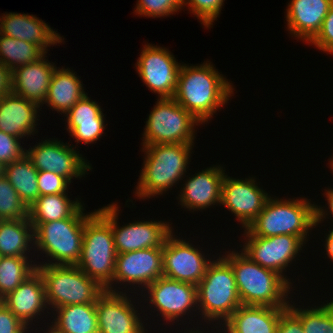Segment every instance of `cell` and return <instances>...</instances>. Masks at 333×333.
Listing matches in <instances>:
<instances>
[{
  "label": "cell",
  "mask_w": 333,
  "mask_h": 333,
  "mask_svg": "<svg viewBox=\"0 0 333 333\" xmlns=\"http://www.w3.org/2000/svg\"><path fill=\"white\" fill-rule=\"evenodd\" d=\"M84 204L70 217L48 223H31L34 228V253L45 255L36 265H77L81 257L85 221Z\"/></svg>",
  "instance_id": "cell-5"
},
{
  "label": "cell",
  "mask_w": 333,
  "mask_h": 333,
  "mask_svg": "<svg viewBox=\"0 0 333 333\" xmlns=\"http://www.w3.org/2000/svg\"><path fill=\"white\" fill-rule=\"evenodd\" d=\"M194 144L170 143L142 147L143 167L140 171L135 197L145 200L164 195L182 181L189 169Z\"/></svg>",
  "instance_id": "cell-3"
},
{
  "label": "cell",
  "mask_w": 333,
  "mask_h": 333,
  "mask_svg": "<svg viewBox=\"0 0 333 333\" xmlns=\"http://www.w3.org/2000/svg\"><path fill=\"white\" fill-rule=\"evenodd\" d=\"M285 309L241 305L216 331L218 333H276L280 315Z\"/></svg>",
  "instance_id": "cell-25"
},
{
  "label": "cell",
  "mask_w": 333,
  "mask_h": 333,
  "mask_svg": "<svg viewBox=\"0 0 333 333\" xmlns=\"http://www.w3.org/2000/svg\"><path fill=\"white\" fill-rule=\"evenodd\" d=\"M329 229V233H327L324 238L325 240L323 242H325L324 248L326 250V254L329 257V259H331L330 261L333 262V228Z\"/></svg>",
  "instance_id": "cell-46"
},
{
  "label": "cell",
  "mask_w": 333,
  "mask_h": 333,
  "mask_svg": "<svg viewBox=\"0 0 333 333\" xmlns=\"http://www.w3.org/2000/svg\"><path fill=\"white\" fill-rule=\"evenodd\" d=\"M0 16L1 34L38 45L46 54L48 48L64 41L57 31L35 15L5 12Z\"/></svg>",
  "instance_id": "cell-22"
},
{
  "label": "cell",
  "mask_w": 333,
  "mask_h": 333,
  "mask_svg": "<svg viewBox=\"0 0 333 333\" xmlns=\"http://www.w3.org/2000/svg\"><path fill=\"white\" fill-rule=\"evenodd\" d=\"M333 0H290L286 9L287 31L307 44L320 31Z\"/></svg>",
  "instance_id": "cell-23"
},
{
  "label": "cell",
  "mask_w": 333,
  "mask_h": 333,
  "mask_svg": "<svg viewBox=\"0 0 333 333\" xmlns=\"http://www.w3.org/2000/svg\"><path fill=\"white\" fill-rule=\"evenodd\" d=\"M162 276L163 248H146L117 254L113 281L105 288V290L112 292L124 291L128 293L131 289V292L129 291V293H137L138 296V292L141 289L140 293L143 292L148 285ZM117 285L121 287L124 286L123 288L128 291L125 289L123 290ZM129 285L132 287L130 288ZM126 286H128V288ZM134 286L137 288L135 289ZM136 290L138 292H135Z\"/></svg>",
  "instance_id": "cell-11"
},
{
  "label": "cell",
  "mask_w": 333,
  "mask_h": 333,
  "mask_svg": "<svg viewBox=\"0 0 333 333\" xmlns=\"http://www.w3.org/2000/svg\"><path fill=\"white\" fill-rule=\"evenodd\" d=\"M145 125L143 147L170 143L195 144V128L201 123L174 98H157Z\"/></svg>",
  "instance_id": "cell-9"
},
{
  "label": "cell",
  "mask_w": 333,
  "mask_h": 333,
  "mask_svg": "<svg viewBox=\"0 0 333 333\" xmlns=\"http://www.w3.org/2000/svg\"><path fill=\"white\" fill-rule=\"evenodd\" d=\"M325 192L324 197H326L325 201L327 200V206L324 207L323 206H318L317 204H315V225L316 227L321 224L322 222H324V220L327 218L329 219V217L333 218V189L332 187L324 189ZM326 208V209H325ZM331 215V216H329ZM327 216V217H326ZM329 216V217H328ZM333 222V220H331Z\"/></svg>",
  "instance_id": "cell-44"
},
{
  "label": "cell",
  "mask_w": 333,
  "mask_h": 333,
  "mask_svg": "<svg viewBox=\"0 0 333 333\" xmlns=\"http://www.w3.org/2000/svg\"><path fill=\"white\" fill-rule=\"evenodd\" d=\"M52 313V322L45 324L60 333H98L95 303L61 306L52 310Z\"/></svg>",
  "instance_id": "cell-27"
},
{
  "label": "cell",
  "mask_w": 333,
  "mask_h": 333,
  "mask_svg": "<svg viewBox=\"0 0 333 333\" xmlns=\"http://www.w3.org/2000/svg\"><path fill=\"white\" fill-rule=\"evenodd\" d=\"M46 57L45 54L39 60L12 71V92L40 106L47 97L50 80L57 67Z\"/></svg>",
  "instance_id": "cell-24"
},
{
  "label": "cell",
  "mask_w": 333,
  "mask_h": 333,
  "mask_svg": "<svg viewBox=\"0 0 333 333\" xmlns=\"http://www.w3.org/2000/svg\"><path fill=\"white\" fill-rule=\"evenodd\" d=\"M45 327H47L46 329H45ZM45 327H43V325H42V329H41V331L43 330V328H44V330L43 331H45V332H43V333H60V332H58L55 328H53L52 326H49V325H45Z\"/></svg>",
  "instance_id": "cell-48"
},
{
  "label": "cell",
  "mask_w": 333,
  "mask_h": 333,
  "mask_svg": "<svg viewBox=\"0 0 333 333\" xmlns=\"http://www.w3.org/2000/svg\"><path fill=\"white\" fill-rule=\"evenodd\" d=\"M45 54L36 44L0 35V61L11 72L21 65L39 60Z\"/></svg>",
  "instance_id": "cell-31"
},
{
  "label": "cell",
  "mask_w": 333,
  "mask_h": 333,
  "mask_svg": "<svg viewBox=\"0 0 333 333\" xmlns=\"http://www.w3.org/2000/svg\"><path fill=\"white\" fill-rule=\"evenodd\" d=\"M21 140L0 130V162L3 165L14 162L26 154L27 149L21 145Z\"/></svg>",
  "instance_id": "cell-40"
},
{
  "label": "cell",
  "mask_w": 333,
  "mask_h": 333,
  "mask_svg": "<svg viewBox=\"0 0 333 333\" xmlns=\"http://www.w3.org/2000/svg\"><path fill=\"white\" fill-rule=\"evenodd\" d=\"M289 301L288 308L301 320L305 333H333V300L314 307L302 308ZM291 302V303H290ZM293 303V304H292ZM299 306V307H297Z\"/></svg>",
  "instance_id": "cell-33"
},
{
  "label": "cell",
  "mask_w": 333,
  "mask_h": 333,
  "mask_svg": "<svg viewBox=\"0 0 333 333\" xmlns=\"http://www.w3.org/2000/svg\"><path fill=\"white\" fill-rule=\"evenodd\" d=\"M7 308L30 329L38 319L51 315L45 299V286L40 273L35 270L14 291L1 300ZM46 312V313H45ZM48 313V315H47ZM40 316V317H39ZM33 324V326H31Z\"/></svg>",
  "instance_id": "cell-20"
},
{
  "label": "cell",
  "mask_w": 333,
  "mask_h": 333,
  "mask_svg": "<svg viewBox=\"0 0 333 333\" xmlns=\"http://www.w3.org/2000/svg\"><path fill=\"white\" fill-rule=\"evenodd\" d=\"M127 292H112L105 290L96 300L98 333H148L145 326L146 320L141 315L143 306L137 308L136 301L132 300ZM134 303V304H133ZM136 304V305H135ZM137 309V310H136ZM146 323V324H145Z\"/></svg>",
  "instance_id": "cell-14"
},
{
  "label": "cell",
  "mask_w": 333,
  "mask_h": 333,
  "mask_svg": "<svg viewBox=\"0 0 333 333\" xmlns=\"http://www.w3.org/2000/svg\"><path fill=\"white\" fill-rule=\"evenodd\" d=\"M310 44L316 46L320 51L333 55V3L323 20L320 31L309 42Z\"/></svg>",
  "instance_id": "cell-41"
},
{
  "label": "cell",
  "mask_w": 333,
  "mask_h": 333,
  "mask_svg": "<svg viewBox=\"0 0 333 333\" xmlns=\"http://www.w3.org/2000/svg\"><path fill=\"white\" fill-rule=\"evenodd\" d=\"M225 0H183V6L194 14L200 23L209 29L221 13Z\"/></svg>",
  "instance_id": "cell-37"
},
{
  "label": "cell",
  "mask_w": 333,
  "mask_h": 333,
  "mask_svg": "<svg viewBox=\"0 0 333 333\" xmlns=\"http://www.w3.org/2000/svg\"><path fill=\"white\" fill-rule=\"evenodd\" d=\"M32 249H35L34 228L28 217L0 220V257H31Z\"/></svg>",
  "instance_id": "cell-28"
},
{
  "label": "cell",
  "mask_w": 333,
  "mask_h": 333,
  "mask_svg": "<svg viewBox=\"0 0 333 333\" xmlns=\"http://www.w3.org/2000/svg\"><path fill=\"white\" fill-rule=\"evenodd\" d=\"M276 333H305L301 320L287 307L280 315Z\"/></svg>",
  "instance_id": "cell-43"
},
{
  "label": "cell",
  "mask_w": 333,
  "mask_h": 333,
  "mask_svg": "<svg viewBox=\"0 0 333 333\" xmlns=\"http://www.w3.org/2000/svg\"><path fill=\"white\" fill-rule=\"evenodd\" d=\"M192 244L183 237L180 239L174 231L167 237L163 245L164 277L198 285L214 258Z\"/></svg>",
  "instance_id": "cell-16"
},
{
  "label": "cell",
  "mask_w": 333,
  "mask_h": 333,
  "mask_svg": "<svg viewBox=\"0 0 333 333\" xmlns=\"http://www.w3.org/2000/svg\"><path fill=\"white\" fill-rule=\"evenodd\" d=\"M270 194L258 187L255 177L236 179L225 174L222 184L221 205L236 216L242 228H247L263 210Z\"/></svg>",
  "instance_id": "cell-18"
},
{
  "label": "cell",
  "mask_w": 333,
  "mask_h": 333,
  "mask_svg": "<svg viewBox=\"0 0 333 333\" xmlns=\"http://www.w3.org/2000/svg\"><path fill=\"white\" fill-rule=\"evenodd\" d=\"M197 298L199 316L196 323L204 320L208 325L212 324L213 329H219V325L242 305L233 270L220 254L208 266L204 277L198 283Z\"/></svg>",
  "instance_id": "cell-7"
},
{
  "label": "cell",
  "mask_w": 333,
  "mask_h": 333,
  "mask_svg": "<svg viewBox=\"0 0 333 333\" xmlns=\"http://www.w3.org/2000/svg\"><path fill=\"white\" fill-rule=\"evenodd\" d=\"M139 295L143 299L146 297L143 301L147 302V305L149 303L148 306L152 308L151 313L157 312L156 315H161L162 320L164 319L170 325L172 322V325L176 324L180 319L181 322L183 321L182 324L184 322L187 324V321H184L186 315L191 318L189 322L199 315L197 286L191 283L162 276L148 285Z\"/></svg>",
  "instance_id": "cell-10"
},
{
  "label": "cell",
  "mask_w": 333,
  "mask_h": 333,
  "mask_svg": "<svg viewBox=\"0 0 333 333\" xmlns=\"http://www.w3.org/2000/svg\"><path fill=\"white\" fill-rule=\"evenodd\" d=\"M4 176L28 208L40 196L37 184L38 170L26 154L22 158L4 165Z\"/></svg>",
  "instance_id": "cell-30"
},
{
  "label": "cell",
  "mask_w": 333,
  "mask_h": 333,
  "mask_svg": "<svg viewBox=\"0 0 333 333\" xmlns=\"http://www.w3.org/2000/svg\"><path fill=\"white\" fill-rule=\"evenodd\" d=\"M105 126L104 122H87L80 125H67L65 129L70 133L69 136L75 138L76 144L82 142L88 145L97 143L96 141L104 134Z\"/></svg>",
  "instance_id": "cell-38"
},
{
  "label": "cell",
  "mask_w": 333,
  "mask_h": 333,
  "mask_svg": "<svg viewBox=\"0 0 333 333\" xmlns=\"http://www.w3.org/2000/svg\"><path fill=\"white\" fill-rule=\"evenodd\" d=\"M226 252L220 256L233 270L242 305L288 307L294 287L281 275L252 261L241 250Z\"/></svg>",
  "instance_id": "cell-2"
},
{
  "label": "cell",
  "mask_w": 333,
  "mask_h": 333,
  "mask_svg": "<svg viewBox=\"0 0 333 333\" xmlns=\"http://www.w3.org/2000/svg\"><path fill=\"white\" fill-rule=\"evenodd\" d=\"M241 251L252 261L264 268L271 269L281 275L291 286L290 278L285 275L287 267L296 261L303 250L305 242L298 236L277 235L270 237L244 236Z\"/></svg>",
  "instance_id": "cell-12"
},
{
  "label": "cell",
  "mask_w": 333,
  "mask_h": 333,
  "mask_svg": "<svg viewBox=\"0 0 333 333\" xmlns=\"http://www.w3.org/2000/svg\"><path fill=\"white\" fill-rule=\"evenodd\" d=\"M4 175V165L0 162V176Z\"/></svg>",
  "instance_id": "cell-49"
},
{
  "label": "cell",
  "mask_w": 333,
  "mask_h": 333,
  "mask_svg": "<svg viewBox=\"0 0 333 333\" xmlns=\"http://www.w3.org/2000/svg\"><path fill=\"white\" fill-rule=\"evenodd\" d=\"M116 250L111 229V204L99 209L85 221L81 257L77 266L103 288L115 273Z\"/></svg>",
  "instance_id": "cell-6"
},
{
  "label": "cell",
  "mask_w": 333,
  "mask_h": 333,
  "mask_svg": "<svg viewBox=\"0 0 333 333\" xmlns=\"http://www.w3.org/2000/svg\"><path fill=\"white\" fill-rule=\"evenodd\" d=\"M28 217V207L8 179L0 176V220H16Z\"/></svg>",
  "instance_id": "cell-34"
},
{
  "label": "cell",
  "mask_w": 333,
  "mask_h": 333,
  "mask_svg": "<svg viewBox=\"0 0 333 333\" xmlns=\"http://www.w3.org/2000/svg\"><path fill=\"white\" fill-rule=\"evenodd\" d=\"M211 63L208 60L197 66H189L182 62L173 96L177 103L203 125L228 103L235 91L233 83Z\"/></svg>",
  "instance_id": "cell-1"
},
{
  "label": "cell",
  "mask_w": 333,
  "mask_h": 333,
  "mask_svg": "<svg viewBox=\"0 0 333 333\" xmlns=\"http://www.w3.org/2000/svg\"><path fill=\"white\" fill-rule=\"evenodd\" d=\"M33 257H0V301L36 270Z\"/></svg>",
  "instance_id": "cell-32"
},
{
  "label": "cell",
  "mask_w": 333,
  "mask_h": 333,
  "mask_svg": "<svg viewBox=\"0 0 333 333\" xmlns=\"http://www.w3.org/2000/svg\"><path fill=\"white\" fill-rule=\"evenodd\" d=\"M135 67L142 82L158 98H173L182 63H178L169 49L144 44Z\"/></svg>",
  "instance_id": "cell-13"
},
{
  "label": "cell",
  "mask_w": 333,
  "mask_h": 333,
  "mask_svg": "<svg viewBox=\"0 0 333 333\" xmlns=\"http://www.w3.org/2000/svg\"><path fill=\"white\" fill-rule=\"evenodd\" d=\"M329 166H330V170H332V173H333V156L332 158H330V161H329Z\"/></svg>",
  "instance_id": "cell-50"
},
{
  "label": "cell",
  "mask_w": 333,
  "mask_h": 333,
  "mask_svg": "<svg viewBox=\"0 0 333 333\" xmlns=\"http://www.w3.org/2000/svg\"><path fill=\"white\" fill-rule=\"evenodd\" d=\"M75 73L70 68L56 67L50 80L47 97L41 107L46 104L52 111L65 115L81 100L87 93Z\"/></svg>",
  "instance_id": "cell-26"
},
{
  "label": "cell",
  "mask_w": 333,
  "mask_h": 333,
  "mask_svg": "<svg viewBox=\"0 0 333 333\" xmlns=\"http://www.w3.org/2000/svg\"><path fill=\"white\" fill-rule=\"evenodd\" d=\"M198 326L195 328L194 326H193V328H188V326H189V324L187 325V328H186V330L188 331H184V332H182V331H180L181 333H204L205 331V329H201L200 330V327H199V325H202V323L201 324H197ZM203 330V331H202Z\"/></svg>",
  "instance_id": "cell-47"
},
{
  "label": "cell",
  "mask_w": 333,
  "mask_h": 333,
  "mask_svg": "<svg viewBox=\"0 0 333 333\" xmlns=\"http://www.w3.org/2000/svg\"><path fill=\"white\" fill-rule=\"evenodd\" d=\"M41 109L39 104L13 92L2 95L0 97V130L23 140L26 136L28 138L36 134L37 120H40L38 113Z\"/></svg>",
  "instance_id": "cell-21"
},
{
  "label": "cell",
  "mask_w": 333,
  "mask_h": 333,
  "mask_svg": "<svg viewBox=\"0 0 333 333\" xmlns=\"http://www.w3.org/2000/svg\"><path fill=\"white\" fill-rule=\"evenodd\" d=\"M36 270L43 279L45 299L51 312L61 306L96 303L105 291L77 265H36Z\"/></svg>",
  "instance_id": "cell-8"
},
{
  "label": "cell",
  "mask_w": 333,
  "mask_h": 333,
  "mask_svg": "<svg viewBox=\"0 0 333 333\" xmlns=\"http://www.w3.org/2000/svg\"><path fill=\"white\" fill-rule=\"evenodd\" d=\"M39 195H53L59 193H67L71 184L65 177L54 172L38 171L37 180Z\"/></svg>",
  "instance_id": "cell-39"
},
{
  "label": "cell",
  "mask_w": 333,
  "mask_h": 333,
  "mask_svg": "<svg viewBox=\"0 0 333 333\" xmlns=\"http://www.w3.org/2000/svg\"><path fill=\"white\" fill-rule=\"evenodd\" d=\"M269 197L263 210L244 229L242 236L270 237L277 235H293L300 237L305 243L309 233L316 228L315 202L303 197L275 198ZM310 200V201H309Z\"/></svg>",
  "instance_id": "cell-4"
},
{
  "label": "cell",
  "mask_w": 333,
  "mask_h": 333,
  "mask_svg": "<svg viewBox=\"0 0 333 333\" xmlns=\"http://www.w3.org/2000/svg\"><path fill=\"white\" fill-rule=\"evenodd\" d=\"M67 125H80L87 122H105L103 109L98 102L93 101L86 94L65 115Z\"/></svg>",
  "instance_id": "cell-35"
},
{
  "label": "cell",
  "mask_w": 333,
  "mask_h": 333,
  "mask_svg": "<svg viewBox=\"0 0 333 333\" xmlns=\"http://www.w3.org/2000/svg\"><path fill=\"white\" fill-rule=\"evenodd\" d=\"M65 143L57 138H46L30 146L26 155L38 171L54 172L71 183L74 177L80 179L92 171V165L75 149L77 146Z\"/></svg>",
  "instance_id": "cell-15"
},
{
  "label": "cell",
  "mask_w": 333,
  "mask_h": 333,
  "mask_svg": "<svg viewBox=\"0 0 333 333\" xmlns=\"http://www.w3.org/2000/svg\"><path fill=\"white\" fill-rule=\"evenodd\" d=\"M69 197V198H68ZM84 203L68 193L39 196L28 208L30 223H48L70 218Z\"/></svg>",
  "instance_id": "cell-29"
},
{
  "label": "cell",
  "mask_w": 333,
  "mask_h": 333,
  "mask_svg": "<svg viewBox=\"0 0 333 333\" xmlns=\"http://www.w3.org/2000/svg\"><path fill=\"white\" fill-rule=\"evenodd\" d=\"M118 203H111V229L117 254L146 249L163 248L167 237L174 231L165 220H140L119 225Z\"/></svg>",
  "instance_id": "cell-17"
},
{
  "label": "cell",
  "mask_w": 333,
  "mask_h": 333,
  "mask_svg": "<svg viewBox=\"0 0 333 333\" xmlns=\"http://www.w3.org/2000/svg\"><path fill=\"white\" fill-rule=\"evenodd\" d=\"M183 7V0H137L133 13L141 17L164 18L175 15Z\"/></svg>",
  "instance_id": "cell-36"
},
{
  "label": "cell",
  "mask_w": 333,
  "mask_h": 333,
  "mask_svg": "<svg viewBox=\"0 0 333 333\" xmlns=\"http://www.w3.org/2000/svg\"><path fill=\"white\" fill-rule=\"evenodd\" d=\"M12 92V72L0 61V97Z\"/></svg>",
  "instance_id": "cell-45"
},
{
  "label": "cell",
  "mask_w": 333,
  "mask_h": 333,
  "mask_svg": "<svg viewBox=\"0 0 333 333\" xmlns=\"http://www.w3.org/2000/svg\"><path fill=\"white\" fill-rule=\"evenodd\" d=\"M225 167L222 165H213L195 172L194 175H185L187 179L183 180L180 187V193L176 197L179 200L178 205L189 211H202L206 208L221 204V193L223 178L225 176Z\"/></svg>",
  "instance_id": "cell-19"
},
{
  "label": "cell",
  "mask_w": 333,
  "mask_h": 333,
  "mask_svg": "<svg viewBox=\"0 0 333 333\" xmlns=\"http://www.w3.org/2000/svg\"><path fill=\"white\" fill-rule=\"evenodd\" d=\"M33 329L25 325L0 301V333H31Z\"/></svg>",
  "instance_id": "cell-42"
}]
</instances>
